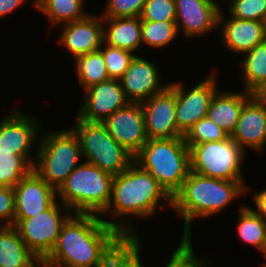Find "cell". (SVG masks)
Wrapping results in <instances>:
<instances>
[{
    "mask_svg": "<svg viewBox=\"0 0 266 267\" xmlns=\"http://www.w3.org/2000/svg\"><path fill=\"white\" fill-rule=\"evenodd\" d=\"M190 171L203 176L244 181L241 173L245 151L229 136L222 141H209L189 147Z\"/></svg>",
    "mask_w": 266,
    "mask_h": 267,
    "instance_id": "8",
    "label": "cell"
},
{
    "mask_svg": "<svg viewBox=\"0 0 266 267\" xmlns=\"http://www.w3.org/2000/svg\"><path fill=\"white\" fill-rule=\"evenodd\" d=\"M15 218V193L12 187L0 186V223L14 225Z\"/></svg>",
    "mask_w": 266,
    "mask_h": 267,
    "instance_id": "37",
    "label": "cell"
},
{
    "mask_svg": "<svg viewBox=\"0 0 266 267\" xmlns=\"http://www.w3.org/2000/svg\"><path fill=\"white\" fill-rule=\"evenodd\" d=\"M173 198L190 172V152L184 137L148 139L134 156Z\"/></svg>",
    "mask_w": 266,
    "mask_h": 267,
    "instance_id": "4",
    "label": "cell"
},
{
    "mask_svg": "<svg viewBox=\"0 0 266 267\" xmlns=\"http://www.w3.org/2000/svg\"><path fill=\"white\" fill-rule=\"evenodd\" d=\"M244 54V90L256 94L266 83V40Z\"/></svg>",
    "mask_w": 266,
    "mask_h": 267,
    "instance_id": "25",
    "label": "cell"
},
{
    "mask_svg": "<svg viewBox=\"0 0 266 267\" xmlns=\"http://www.w3.org/2000/svg\"><path fill=\"white\" fill-rule=\"evenodd\" d=\"M253 200L258 209L253 211L266 222V189L255 193Z\"/></svg>",
    "mask_w": 266,
    "mask_h": 267,
    "instance_id": "38",
    "label": "cell"
},
{
    "mask_svg": "<svg viewBox=\"0 0 266 267\" xmlns=\"http://www.w3.org/2000/svg\"><path fill=\"white\" fill-rule=\"evenodd\" d=\"M103 25L105 44L133 53L143 45L140 17L103 18Z\"/></svg>",
    "mask_w": 266,
    "mask_h": 267,
    "instance_id": "22",
    "label": "cell"
},
{
    "mask_svg": "<svg viewBox=\"0 0 266 267\" xmlns=\"http://www.w3.org/2000/svg\"><path fill=\"white\" fill-rule=\"evenodd\" d=\"M191 242L181 241L171 255L170 261L164 267H207V265L194 255ZM196 256V257H195Z\"/></svg>",
    "mask_w": 266,
    "mask_h": 267,
    "instance_id": "36",
    "label": "cell"
},
{
    "mask_svg": "<svg viewBox=\"0 0 266 267\" xmlns=\"http://www.w3.org/2000/svg\"><path fill=\"white\" fill-rule=\"evenodd\" d=\"M222 44L228 50L244 54L266 40V27L263 21L225 18L223 10L219 16Z\"/></svg>",
    "mask_w": 266,
    "mask_h": 267,
    "instance_id": "20",
    "label": "cell"
},
{
    "mask_svg": "<svg viewBox=\"0 0 266 267\" xmlns=\"http://www.w3.org/2000/svg\"><path fill=\"white\" fill-rule=\"evenodd\" d=\"M244 181L223 180L190 171L172 198V208L184 218L183 242H191L192 220L206 218L225 209L247 191Z\"/></svg>",
    "mask_w": 266,
    "mask_h": 267,
    "instance_id": "3",
    "label": "cell"
},
{
    "mask_svg": "<svg viewBox=\"0 0 266 267\" xmlns=\"http://www.w3.org/2000/svg\"><path fill=\"white\" fill-rule=\"evenodd\" d=\"M255 95L260 99L266 100V83Z\"/></svg>",
    "mask_w": 266,
    "mask_h": 267,
    "instance_id": "40",
    "label": "cell"
},
{
    "mask_svg": "<svg viewBox=\"0 0 266 267\" xmlns=\"http://www.w3.org/2000/svg\"><path fill=\"white\" fill-rule=\"evenodd\" d=\"M228 3L231 17L263 22L266 18V0H229Z\"/></svg>",
    "mask_w": 266,
    "mask_h": 267,
    "instance_id": "33",
    "label": "cell"
},
{
    "mask_svg": "<svg viewBox=\"0 0 266 267\" xmlns=\"http://www.w3.org/2000/svg\"><path fill=\"white\" fill-rule=\"evenodd\" d=\"M68 210L62 215L60 209ZM56 200L47 210L27 219H14V225L27 248L42 263L55 247L62 225L73 214Z\"/></svg>",
    "mask_w": 266,
    "mask_h": 267,
    "instance_id": "9",
    "label": "cell"
},
{
    "mask_svg": "<svg viewBox=\"0 0 266 267\" xmlns=\"http://www.w3.org/2000/svg\"><path fill=\"white\" fill-rule=\"evenodd\" d=\"M231 138L244 150L258 151L266 145V100L253 94L243 105L236 130Z\"/></svg>",
    "mask_w": 266,
    "mask_h": 267,
    "instance_id": "19",
    "label": "cell"
},
{
    "mask_svg": "<svg viewBox=\"0 0 266 267\" xmlns=\"http://www.w3.org/2000/svg\"><path fill=\"white\" fill-rule=\"evenodd\" d=\"M113 178V175L85 161L57 190V198L72 213L100 215L110 202Z\"/></svg>",
    "mask_w": 266,
    "mask_h": 267,
    "instance_id": "5",
    "label": "cell"
},
{
    "mask_svg": "<svg viewBox=\"0 0 266 267\" xmlns=\"http://www.w3.org/2000/svg\"><path fill=\"white\" fill-rule=\"evenodd\" d=\"M39 126L37 118L16 109L11 111L0 121V151L21 155L33 166L36 157L32 158L30 153L40 137Z\"/></svg>",
    "mask_w": 266,
    "mask_h": 267,
    "instance_id": "11",
    "label": "cell"
},
{
    "mask_svg": "<svg viewBox=\"0 0 266 267\" xmlns=\"http://www.w3.org/2000/svg\"><path fill=\"white\" fill-rule=\"evenodd\" d=\"M253 94L246 92H221L213 95L207 116L221 127L229 136L236 130L244 103Z\"/></svg>",
    "mask_w": 266,
    "mask_h": 267,
    "instance_id": "21",
    "label": "cell"
},
{
    "mask_svg": "<svg viewBox=\"0 0 266 267\" xmlns=\"http://www.w3.org/2000/svg\"><path fill=\"white\" fill-rule=\"evenodd\" d=\"M264 257H265V259H266V255H263ZM261 267H266V263L265 264H262V266Z\"/></svg>",
    "mask_w": 266,
    "mask_h": 267,
    "instance_id": "43",
    "label": "cell"
},
{
    "mask_svg": "<svg viewBox=\"0 0 266 267\" xmlns=\"http://www.w3.org/2000/svg\"><path fill=\"white\" fill-rule=\"evenodd\" d=\"M238 210L237 232L240 240L262 253L266 240V222L251 207L241 206Z\"/></svg>",
    "mask_w": 266,
    "mask_h": 267,
    "instance_id": "26",
    "label": "cell"
},
{
    "mask_svg": "<svg viewBox=\"0 0 266 267\" xmlns=\"http://www.w3.org/2000/svg\"><path fill=\"white\" fill-rule=\"evenodd\" d=\"M156 65L135 55L129 68L120 79L126 98L141 103L163 92L169 84H161V75Z\"/></svg>",
    "mask_w": 266,
    "mask_h": 267,
    "instance_id": "17",
    "label": "cell"
},
{
    "mask_svg": "<svg viewBox=\"0 0 266 267\" xmlns=\"http://www.w3.org/2000/svg\"><path fill=\"white\" fill-rule=\"evenodd\" d=\"M39 139L33 170L57 191L83 158L79 138L69 128L42 132Z\"/></svg>",
    "mask_w": 266,
    "mask_h": 267,
    "instance_id": "6",
    "label": "cell"
},
{
    "mask_svg": "<svg viewBox=\"0 0 266 267\" xmlns=\"http://www.w3.org/2000/svg\"><path fill=\"white\" fill-rule=\"evenodd\" d=\"M72 130L78 136L82 157L113 176L119 175L134 162V156L122 147L100 122L75 117Z\"/></svg>",
    "mask_w": 266,
    "mask_h": 267,
    "instance_id": "7",
    "label": "cell"
},
{
    "mask_svg": "<svg viewBox=\"0 0 266 267\" xmlns=\"http://www.w3.org/2000/svg\"><path fill=\"white\" fill-rule=\"evenodd\" d=\"M58 43L62 44L74 60L101 48L103 38V18L88 14L85 18L62 24Z\"/></svg>",
    "mask_w": 266,
    "mask_h": 267,
    "instance_id": "16",
    "label": "cell"
},
{
    "mask_svg": "<svg viewBox=\"0 0 266 267\" xmlns=\"http://www.w3.org/2000/svg\"><path fill=\"white\" fill-rule=\"evenodd\" d=\"M160 199L165 202L163 206L159 203ZM157 206L172 207V198L148 171L133 162L126 171L114 176L110 202L99 216L102 218L108 212L114 218L120 217L115 222L103 221L123 237H140L133 229V221L130 223L125 217L134 215L137 218H149L156 214Z\"/></svg>",
    "mask_w": 266,
    "mask_h": 267,
    "instance_id": "2",
    "label": "cell"
},
{
    "mask_svg": "<svg viewBox=\"0 0 266 267\" xmlns=\"http://www.w3.org/2000/svg\"><path fill=\"white\" fill-rule=\"evenodd\" d=\"M15 218H32L47 210L57 199V191L34 170L13 188Z\"/></svg>",
    "mask_w": 266,
    "mask_h": 267,
    "instance_id": "15",
    "label": "cell"
},
{
    "mask_svg": "<svg viewBox=\"0 0 266 267\" xmlns=\"http://www.w3.org/2000/svg\"><path fill=\"white\" fill-rule=\"evenodd\" d=\"M28 0H0V18L11 14Z\"/></svg>",
    "mask_w": 266,
    "mask_h": 267,
    "instance_id": "39",
    "label": "cell"
},
{
    "mask_svg": "<svg viewBox=\"0 0 266 267\" xmlns=\"http://www.w3.org/2000/svg\"><path fill=\"white\" fill-rule=\"evenodd\" d=\"M147 0H107L102 18L140 17Z\"/></svg>",
    "mask_w": 266,
    "mask_h": 267,
    "instance_id": "35",
    "label": "cell"
},
{
    "mask_svg": "<svg viewBox=\"0 0 266 267\" xmlns=\"http://www.w3.org/2000/svg\"><path fill=\"white\" fill-rule=\"evenodd\" d=\"M178 29L175 21H142V44L151 48H163L177 38Z\"/></svg>",
    "mask_w": 266,
    "mask_h": 267,
    "instance_id": "28",
    "label": "cell"
},
{
    "mask_svg": "<svg viewBox=\"0 0 266 267\" xmlns=\"http://www.w3.org/2000/svg\"><path fill=\"white\" fill-rule=\"evenodd\" d=\"M41 266L42 263L27 248L17 228L13 225H0V267Z\"/></svg>",
    "mask_w": 266,
    "mask_h": 267,
    "instance_id": "23",
    "label": "cell"
},
{
    "mask_svg": "<svg viewBox=\"0 0 266 267\" xmlns=\"http://www.w3.org/2000/svg\"><path fill=\"white\" fill-rule=\"evenodd\" d=\"M86 93L77 116L88 122H104L130 101L118 79L109 78L84 90Z\"/></svg>",
    "mask_w": 266,
    "mask_h": 267,
    "instance_id": "13",
    "label": "cell"
},
{
    "mask_svg": "<svg viewBox=\"0 0 266 267\" xmlns=\"http://www.w3.org/2000/svg\"><path fill=\"white\" fill-rule=\"evenodd\" d=\"M140 237H124L108 254L105 267H143L140 260Z\"/></svg>",
    "mask_w": 266,
    "mask_h": 267,
    "instance_id": "30",
    "label": "cell"
},
{
    "mask_svg": "<svg viewBox=\"0 0 266 267\" xmlns=\"http://www.w3.org/2000/svg\"><path fill=\"white\" fill-rule=\"evenodd\" d=\"M262 254H263V255H266V240H265V245H264Z\"/></svg>",
    "mask_w": 266,
    "mask_h": 267,
    "instance_id": "42",
    "label": "cell"
},
{
    "mask_svg": "<svg viewBox=\"0 0 266 267\" xmlns=\"http://www.w3.org/2000/svg\"><path fill=\"white\" fill-rule=\"evenodd\" d=\"M176 25L185 36H204L219 27L221 9L209 0H175Z\"/></svg>",
    "mask_w": 266,
    "mask_h": 267,
    "instance_id": "18",
    "label": "cell"
},
{
    "mask_svg": "<svg viewBox=\"0 0 266 267\" xmlns=\"http://www.w3.org/2000/svg\"><path fill=\"white\" fill-rule=\"evenodd\" d=\"M214 73L202 80L190 91L177 82L176 125L185 135L186 132L200 119L207 116L211 99L217 91V78ZM216 78V79H215Z\"/></svg>",
    "mask_w": 266,
    "mask_h": 267,
    "instance_id": "14",
    "label": "cell"
},
{
    "mask_svg": "<svg viewBox=\"0 0 266 267\" xmlns=\"http://www.w3.org/2000/svg\"><path fill=\"white\" fill-rule=\"evenodd\" d=\"M33 166L21 155L0 151V186L14 188Z\"/></svg>",
    "mask_w": 266,
    "mask_h": 267,
    "instance_id": "29",
    "label": "cell"
},
{
    "mask_svg": "<svg viewBox=\"0 0 266 267\" xmlns=\"http://www.w3.org/2000/svg\"><path fill=\"white\" fill-rule=\"evenodd\" d=\"M229 135L208 116L196 122L184 135L188 147L209 141H222Z\"/></svg>",
    "mask_w": 266,
    "mask_h": 267,
    "instance_id": "31",
    "label": "cell"
},
{
    "mask_svg": "<svg viewBox=\"0 0 266 267\" xmlns=\"http://www.w3.org/2000/svg\"><path fill=\"white\" fill-rule=\"evenodd\" d=\"M211 3L219 6L220 8L222 7L221 5L218 4V2H216L217 0H209ZM224 1V0H223Z\"/></svg>",
    "mask_w": 266,
    "mask_h": 267,
    "instance_id": "41",
    "label": "cell"
},
{
    "mask_svg": "<svg viewBox=\"0 0 266 267\" xmlns=\"http://www.w3.org/2000/svg\"><path fill=\"white\" fill-rule=\"evenodd\" d=\"M123 238L98 215L73 213L42 266L105 267L108 254Z\"/></svg>",
    "mask_w": 266,
    "mask_h": 267,
    "instance_id": "1",
    "label": "cell"
},
{
    "mask_svg": "<svg viewBox=\"0 0 266 267\" xmlns=\"http://www.w3.org/2000/svg\"><path fill=\"white\" fill-rule=\"evenodd\" d=\"M140 18L141 21H175V0H147Z\"/></svg>",
    "mask_w": 266,
    "mask_h": 267,
    "instance_id": "34",
    "label": "cell"
},
{
    "mask_svg": "<svg viewBox=\"0 0 266 267\" xmlns=\"http://www.w3.org/2000/svg\"><path fill=\"white\" fill-rule=\"evenodd\" d=\"M74 62L77 78L83 90L109 79L106 64L100 50L80 56Z\"/></svg>",
    "mask_w": 266,
    "mask_h": 267,
    "instance_id": "27",
    "label": "cell"
},
{
    "mask_svg": "<svg viewBox=\"0 0 266 267\" xmlns=\"http://www.w3.org/2000/svg\"><path fill=\"white\" fill-rule=\"evenodd\" d=\"M102 123L109 134L133 156L148 141L141 103L129 102Z\"/></svg>",
    "mask_w": 266,
    "mask_h": 267,
    "instance_id": "12",
    "label": "cell"
},
{
    "mask_svg": "<svg viewBox=\"0 0 266 267\" xmlns=\"http://www.w3.org/2000/svg\"><path fill=\"white\" fill-rule=\"evenodd\" d=\"M85 0H34L35 8L45 14L51 25H62L85 18Z\"/></svg>",
    "mask_w": 266,
    "mask_h": 267,
    "instance_id": "24",
    "label": "cell"
},
{
    "mask_svg": "<svg viewBox=\"0 0 266 267\" xmlns=\"http://www.w3.org/2000/svg\"><path fill=\"white\" fill-rule=\"evenodd\" d=\"M105 45V49L103 46ZM109 78L120 80L136 54L126 49L115 48L103 42L101 48Z\"/></svg>",
    "mask_w": 266,
    "mask_h": 267,
    "instance_id": "32",
    "label": "cell"
},
{
    "mask_svg": "<svg viewBox=\"0 0 266 267\" xmlns=\"http://www.w3.org/2000/svg\"><path fill=\"white\" fill-rule=\"evenodd\" d=\"M148 139L184 137L176 125L177 82L141 102Z\"/></svg>",
    "mask_w": 266,
    "mask_h": 267,
    "instance_id": "10",
    "label": "cell"
}]
</instances>
